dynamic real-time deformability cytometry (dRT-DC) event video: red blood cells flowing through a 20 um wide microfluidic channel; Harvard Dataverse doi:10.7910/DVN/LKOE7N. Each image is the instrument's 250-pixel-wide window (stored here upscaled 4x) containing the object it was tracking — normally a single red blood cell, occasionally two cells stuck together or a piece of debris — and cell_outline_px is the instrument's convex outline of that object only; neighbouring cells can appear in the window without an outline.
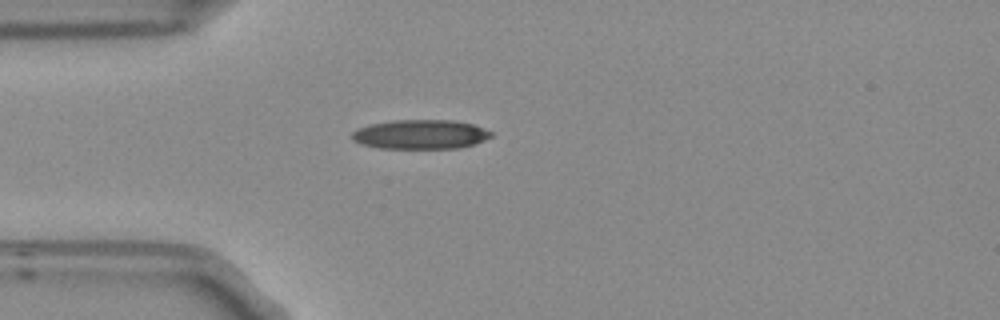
{"species": "Egyptian fruit bat (a non-hibernating species)", "species_latin": "Rousettus aegyptiacus", "temperature_condition": "room temperature", "stored_images_in_passage": 4, "camera_frame_rate_fps": 3000, "um_per_image_px": 0.085, "frame": {"image": 1, "passage_image": 4, "time_ms": 1.0, "image_size_px": [1000, 320], "cell_outline_px": [[492, 136], [484, 140], [460, 148], [380, 148], [360, 144], [352, 140], [352, 132], [356, 128], [368, 124], [392, 120], [456, 120], [472, 124], [492, 132]], "centroid_in_image_um": [35.69, 11.41], "position_along_channel_um": 49.3, "area_um2": 23.87}}